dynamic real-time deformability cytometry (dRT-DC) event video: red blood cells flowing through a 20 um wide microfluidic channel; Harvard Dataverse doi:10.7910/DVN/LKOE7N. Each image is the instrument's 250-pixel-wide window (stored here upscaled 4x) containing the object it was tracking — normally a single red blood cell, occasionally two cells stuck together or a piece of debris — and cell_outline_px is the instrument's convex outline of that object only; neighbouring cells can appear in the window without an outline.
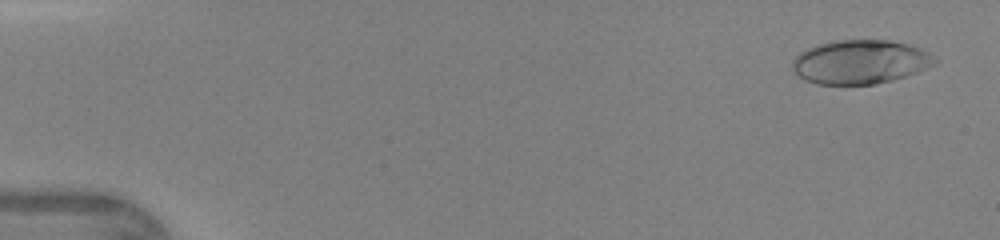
{"species": "human", "species_latin": "Homo sapiens", "temperature_condition": "warm", "stored_images_in_passage": 10, "camera_frame_rate_fps": 3000, "um_per_image_px": 0.085, "donor": {"sex": "female"}, "frame": {"image": 1, "passage_image": 2, "time_ms": 0.333, "image_size_px": [1000, 240], "cell_outline_px": [[940, 60], [936, 64], [916, 72], [892, 80], [876, 84], [816, 84], [804, 80], [792, 72], [792, 60], [800, 52], [816, 44], [832, 40], [888, 40], [908, 44], [920, 48], [928, 52]], "centroid_in_image_um": [73.09, 5.26], "position_along_channel_um": 11.9, "area_um2": 36.76}}